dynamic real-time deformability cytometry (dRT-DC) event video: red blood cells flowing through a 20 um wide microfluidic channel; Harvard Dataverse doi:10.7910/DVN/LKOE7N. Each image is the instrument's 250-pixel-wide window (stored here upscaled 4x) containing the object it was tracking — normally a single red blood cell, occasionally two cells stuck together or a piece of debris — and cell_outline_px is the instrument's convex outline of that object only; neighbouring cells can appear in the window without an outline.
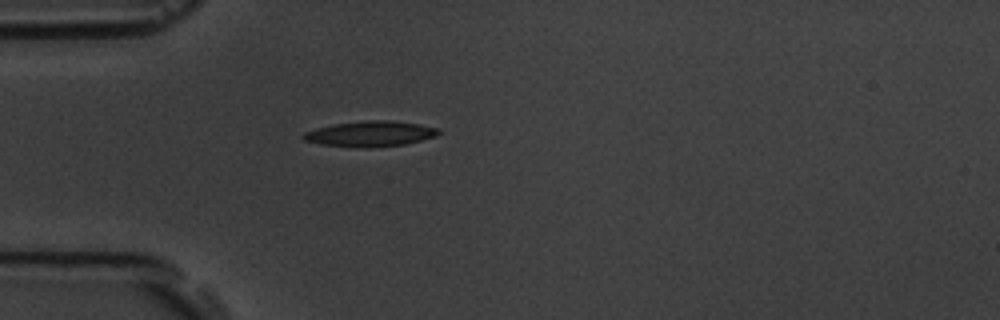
{"species": "common noctule bat (a hibernating species)", "species_latin": "Nyctalus noctula", "temperature_condition": "room temperature", "stored_images_in_passage": 6, "camera_frame_rate_fps": 3000, "um_per_image_px": 0.085, "animal": {"sex": "male", "body_mass_g": 19.5, "forearm_length_mm": 54.6}, "frame": {"image": 1, "passage_image": 6, "time_ms": 1.667, "image_size_px": [1000, 320], "cell_outline_px": [[440, 132], [436, 136], [404, 144], [368, 148], [364, 148], [320, 144], [304, 140], [300, 136], [304, 132], [316, 128], [332, 124], [368, 120], [388, 120], [420, 124], [440, 128]], "centroid_in_image_um": [31.46, 11.37], "position_along_channel_um": 53.5, "area_um2": 20.11}}